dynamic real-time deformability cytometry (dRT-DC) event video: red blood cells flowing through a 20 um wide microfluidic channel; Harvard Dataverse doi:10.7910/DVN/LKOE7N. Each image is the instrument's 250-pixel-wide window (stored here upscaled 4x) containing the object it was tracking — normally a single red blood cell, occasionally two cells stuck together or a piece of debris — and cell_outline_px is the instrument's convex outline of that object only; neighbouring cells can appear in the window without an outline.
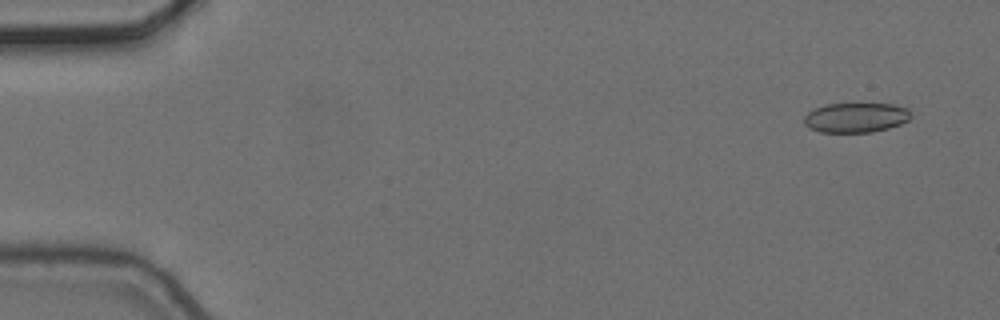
{"species": "common noctule bat (a hibernating species)", "species_latin": "Nyctalus noctula", "temperature_condition": "cold", "stored_images_in_passage": 5, "camera_frame_rate_fps": 3000, "um_per_image_px": 0.085, "animal": {"sex": "female", "body_mass_g": 24.6, "forearm_length_mm": 56.2}, "frame": {"image": 1, "passage_image": 2, "time_ms": 0.333, "image_size_px": [1000, 320], "cell_outline_px": [[912, 116], [908, 120], [900, 124], [888, 128], [872, 132], [820, 132], [808, 128], [804, 124], [804, 116], [808, 112], [816, 108], [828, 104], [892, 104], [908, 108], [912, 112]], "centroid_in_image_um": [72.76, 10.0], "position_along_channel_um": 12.2, "area_um2": 18.55}}
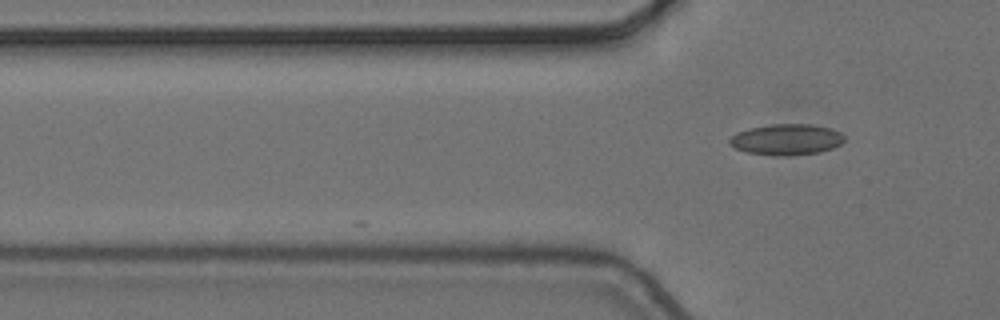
{"frame": {"image": 2, "passage_image": 5, "time_ms": 1.333, "image_size_px": [1000, 320], "cell_outline_px": [[844, 140], [840, 144], [832, 148], [820, 152], [788, 156], [776, 156], [748, 152], [736, 148], [728, 144], [728, 140], [736, 132], [748, 128], [768, 124], [812, 124], [832, 128], [840, 132], [844, 136]], "centroid_in_image_um": [66.84, 11.85], "position_along_channel_um": 59.0, "area_um2": 20.92}}